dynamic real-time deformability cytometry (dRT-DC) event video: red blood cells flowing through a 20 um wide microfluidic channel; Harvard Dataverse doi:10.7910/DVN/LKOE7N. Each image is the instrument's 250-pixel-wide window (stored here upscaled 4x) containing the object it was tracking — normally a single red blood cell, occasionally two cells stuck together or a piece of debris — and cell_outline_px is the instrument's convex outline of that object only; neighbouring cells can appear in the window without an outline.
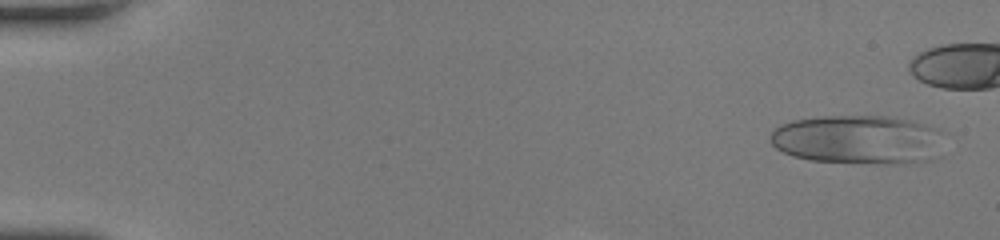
{"species": "human", "species_latin": "Homo sapiens", "temperature_condition": "room temperature", "stored_images_in_passage": 33, "camera_frame_rate_fps": 3000, "um_per_image_px": 0.085, "donor": {"sex": "female"}, "frame": {"image": 1, "passage_image": 2, "time_ms": 0.333, "image_size_px": [1000, 240], "cell_outline_px": [[940, 132], [928, 160], [896, 164], [884, 164], [812, 160], [792, 156], [776, 148], [772, 144], [772, 132], [780, 124], [792, 120], [820, 116], [888, 116], [912, 120], [940, 128]], "centroid_in_image_um": [72.83, 11.84], "position_along_channel_um": 12.2, "area_um2": 48.84}}
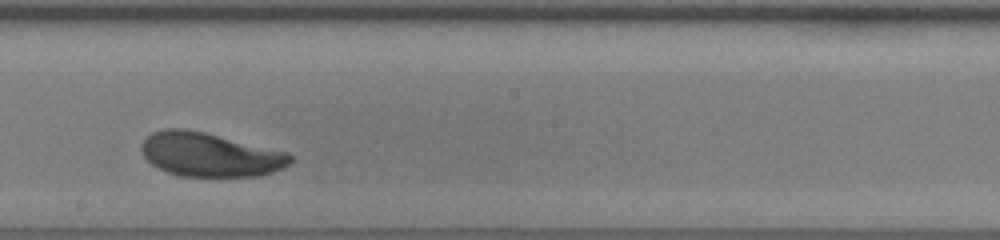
{"frame": {"image": 2, "passage_image": 22, "time_ms": 7.0, "image_size_px": [1000, 240], "cell_outline_px": [[292, 160], [284, 168], [272, 172], [256, 176], [180, 176], [168, 172], [152, 164], [144, 156], [140, 148], [144, 140], [152, 132], [164, 128], [184, 128], [204, 132], [288, 152], [292, 156]], "centroid_in_image_um": [17.84, 13.14], "position_along_channel_um": 230.4, "area_um2": 37.92}}
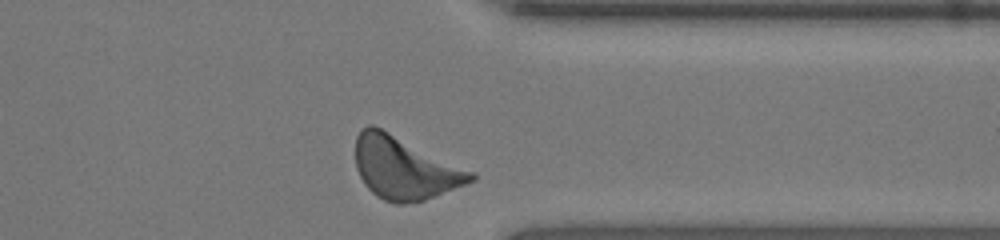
{"frame": {"image": 3, "passage_image": 33, "time_ms": 10.667, "image_size_px": [1000, 240], "cell_outline_px": [[476, 180], [424, 200], [404, 204], [396, 204], [384, 200], [376, 196], [364, 184], [356, 168], [356, 136], [360, 128], [368, 124], [372, 124], [476, 172]], "centroid_in_image_um": [34.38, 14.28], "position_along_channel_um": 377.0, "area_um2": 42.08}, "authors_computed_cell_mechanics": {"area_um2": 38.8416, "velocity_mm_per_s": 4.0526, "shape_relaxation_time_tau1_ms": 2.1543, "shape_relaxation_time_tau2_ms": 5.6837, "deformation_change_tau1": 0.12, "deformation_change_tau2": 0.1297}}